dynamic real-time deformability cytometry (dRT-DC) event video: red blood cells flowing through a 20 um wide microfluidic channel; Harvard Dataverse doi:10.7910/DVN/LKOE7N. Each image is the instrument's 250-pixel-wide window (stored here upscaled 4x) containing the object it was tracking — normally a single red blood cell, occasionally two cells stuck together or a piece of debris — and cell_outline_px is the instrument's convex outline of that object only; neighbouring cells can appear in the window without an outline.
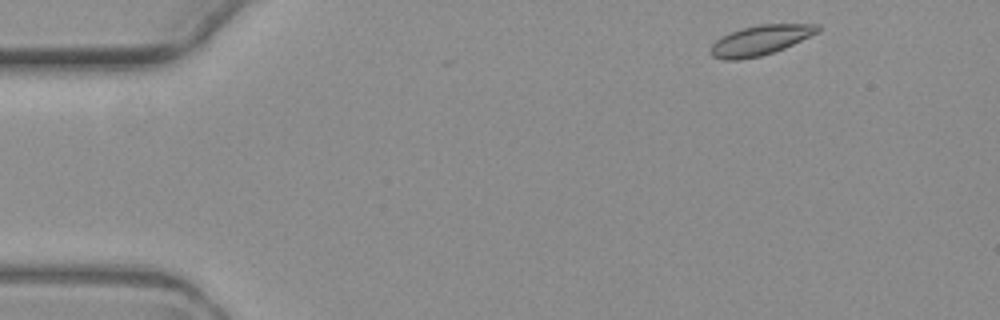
{"species": "common noctule bat (a hibernating species)", "species_latin": "Nyctalus noctula", "temperature_condition": "warm", "stored_images_in_passage": 5, "camera_frame_rate_fps": 3000, "um_per_image_px": 0.085, "animal": {"sex": "female", "body_mass_g": 19.3, "forearm_length_mm": 54.1}, "frame": {"image": 1, "passage_image": 1, "time_ms": 0.0, "image_size_px": [1000, 320], "cell_outline_px": [[820, 32], [784, 48], [760, 56], [740, 60], [724, 60], [712, 56], [708, 52], [712, 44], [720, 36], [744, 28], [760, 24], [820, 24]], "centroid_in_image_um": [64.62, 3.42], "position_along_channel_um": 20.4, "area_um2": 18.67}}